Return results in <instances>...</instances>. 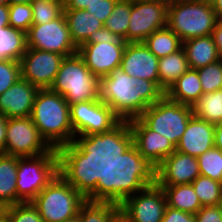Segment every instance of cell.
I'll list each match as a JSON object with an SVG mask.
<instances>
[{"label": "cell", "instance_id": "obj_49", "mask_svg": "<svg viewBox=\"0 0 222 222\" xmlns=\"http://www.w3.org/2000/svg\"><path fill=\"white\" fill-rule=\"evenodd\" d=\"M34 0H8V4H18V3H23V4H31Z\"/></svg>", "mask_w": 222, "mask_h": 222}, {"label": "cell", "instance_id": "obj_33", "mask_svg": "<svg viewBox=\"0 0 222 222\" xmlns=\"http://www.w3.org/2000/svg\"><path fill=\"white\" fill-rule=\"evenodd\" d=\"M32 6V24L49 23L64 13V4L45 0H34Z\"/></svg>", "mask_w": 222, "mask_h": 222}, {"label": "cell", "instance_id": "obj_53", "mask_svg": "<svg viewBox=\"0 0 222 222\" xmlns=\"http://www.w3.org/2000/svg\"><path fill=\"white\" fill-rule=\"evenodd\" d=\"M63 222H79V221H78V217L76 216V217H74V218H72V219L65 220V221H63Z\"/></svg>", "mask_w": 222, "mask_h": 222}, {"label": "cell", "instance_id": "obj_30", "mask_svg": "<svg viewBox=\"0 0 222 222\" xmlns=\"http://www.w3.org/2000/svg\"><path fill=\"white\" fill-rule=\"evenodd\" d=\"M201 206H217L222 200V183L199 175L191 183Z\"/></svg>", "mask_w": 222, "mask_h": 222}, {"label": "cell", "instance_id": "obj_46", "mask_svg": "<svg viewBox=\"0 0 222 222\" xmlns=\"http://www.w3.org/2000/svg\"><path fill=\"white\" fill-rule=\"evenodd\" d=\"M214 147L222 151V123L215 125Z\"/></svg>", "mask_w": 222, "mask_h": 222}, {"label": "cell", "instance_id": "obj_34", "mask_svg": "<svg viewBox=\"0 0 222 222\" xmlns=\"http://www.w3.org/2000/svg\"><path fill=\"white\" fill-rule=\"evenodd\" d=\"M203 93L222 89V58L205 67L197 69Z\"/></svg>", "mask_w": 222, "mask_h": 222}, {"label": "cell", "instance_id": "obj_13", "mask_svg": "<svg viewBox=\"0 0 222 222\" xmlns=\"http://www.w3.org/2000/svg\"><path fill=\"white\" fill-rule=\"evenodd\" d=\"M50 149L30 116L8 119L5 154L35 157L47 153Z\"/></svg>", "mask_w": 222, "mask_h": 222}, {"label": "cell", "instance_id": "obj_2", "mask_svg": "<svg viewBox=\"0 0 222 222\" xmlns=\"http://www.w3.org/2000/svg\"><path fill=\"white\" fill-rule=\"evenodd\" d=\"M75 134V160L108 165L122 150L124 122L102 100L70 104Z\"/></svg>", "mask_w": 222, "mask_h": 222}, {"label": "cell", "instance_id": "obj_40", "mask_svg": "<svg viewBox=\"0 0 222 222\" xmlns=\"http://www.w3.org/2000/svg\"><path fill=\"white\" fill-rule=\"evenodd\" d=\"M161 222H196V220L193 214L167 206Z\"/></svg>", "mask_w": 222, "mask_h": 222}, {"label": "cell", "instance_id": "obj_50", "mask_svg": "<svg viewBox=\"0 0 222 222\" xmlns=\"http://www.w3.org/2000/svg\"><path fill=\"white\" fill-rule=\"evenodd\" d=\"M7 206L0 201V218L6 214Z\"/></svg>", "mask_w": 222, "mask_h": 222}, {"label": "cell", "instance_id": "obj_20", "mask_svg": "<svg viewBox=\"0 0 222 222\" xmlns=\"http://www.w3.org/2000/svg\"><path fill=\"white\" fill-rule=\"evenodd\" d=\"M215 125L193 115L176 145V151L198 157L214 147Z\"/></svg>", "mask_w": 222, "mask_h": 222}, {"label": "cell", "instance_id": "obj_18", "mask_svg": "<svg viewBox=\"0 0 222 222\" xmlns=\"http://www.w3.org/2000/svg\"><path fill=\"white\" fill-rule=\"evenodd\" d=\"M120 210L119 200L103 182L80 206L79 222H109Z\"/></svg>", "mask_w": 222, "mask_h": 222}, {"label": "cell", "instance_id": "obj_12", "mask_svg": "<svg viewBox=\"0 0 222 222\" xmlns=\"http://www.w3.org/2000/svg\"><path fill=\"white\" fill-rule=\"evenodd\" d=\"M27 48L58 53L64 57L77 53L64 13L45 24H32L26 33Z\"/></svg>", "mask_w": 222, "mask_h": 222}, {"label": "cell", "instance_id": "obj_10", "mask_svg": "<svg viewBox=\"0 0 222 222\" xmlns=\"http://www.w3.org/2000/svg\"><path fill=\"white\" fill-rule=\"evenodd\" d=\"M193 115L191 106L174 102L164 95L138 118L149 129L164 136L176 146Z\"/></svg>", "mask_w": 222, "mask_h": 222}, {"label": "cell", "instance_id": "obj_17", "mask_svg": "<svg viewBox=\"0 0 222 222\" xmlns=\"http://www.w3.org/2000/svg\"><path fill=\"white\" fill-rule=\"evenodd\" d=\"M158 63L159 58L143 42L127 43L120 69L129 76L150 80L159 86Z\"/></svg>", "mask_w": 222, "mask_h": 222}, {"label": "cell", "instance_id": "obj_52", "mask_svg": "<svg viewBox=\"0 0 222 222\" xmlns=\"http://www.w3.org/2000/svg\"><path fill=\"white\" fill-rule=\"evenodd\" d=\"M45 1H52V2H55V3L65 4L66 0H45Z\"/></svg>", "mask_w": 222, "mask_h": 222}, {"label": "cell", "instance_id": "obj_11", "mask_svg": "<svg viewBox=\"0 0 222 222\" xmlns=\"http://www.w3.org/2000/svg\"><path fill=\"white\" fill-rule=\"evenodd\" d=\"M168 2L132 0L127 43L143 42L154 31L167 26Z\"/></svg>", "mask_w": 222, "mask_h": 222}, {"label": "cell", "instance_id": "obj_5", "mask_svg": "<svg viewBox=\"0 0 222 222\" xmlns=\"http://www.w3.org/2000/svg\"><path fill=\"white\" fill-rule=\"evenodd\" d=\"M165 92L153 81L134 78L120 68L99 79V99L125 123L138 118Z\"/></svg>", "mask_w": 222, "mask_h": 222}, {"label": "cell", "instance_id": "obj_36", "mask_svg": "<svg viewBox=\"0 0 222 222\" xmlns=\"http://www.w3.org/2000/svg\"><path fill=\"white\" fill-rule=\"evenodd\" d=\"M9 222H43L39 211L31 202H21L6 209Z\"/></svg>", "mask_w": 222, "mask_h": 222}, {"label": "cell", "instance_id": "obj_55", "mask_svg": "<svg viewBox=\"0 0 222 222\" xmlns=\"http://www.w3.org/2000/svg\"><path fill=\"white\" fill-rule=\"evenodd\" d=\"M8 4V0H0V5Z\"/></svg>", "mask_w": 222, "mask_h": 222}, {"label": "cell", "instance_id": "obj_31", "mask_svg": "<svg viewBox=\"0 0 222 222\" xmlns=\"http://www.w3.org/2000/svg\"><path fill=\"white\" fill-rule=\"evenodd\" d=\"M132 0H118L104 27L119 35L127 42V29L131 14Z\"/></svg>", "mask_w": 222, "mask_h": 222}, {"label": "cell", "instance_id": "obj_24", "mask_svg": "<svg viewBox=\"0 0 222 222\" xmlns=\"http://www.w3.org/2000/svg\"><path fill=\"white\" fill-rule=\"evenodd\" d=\"M189 69V63L183 47L170 55L159 58V87L166 92Z\"/></svg>", "mask_w": 222, "mask_h": 222}, {"label": "cell", "instance_id": "obj_8", "mask_svg": "<svg viewBox=\"0 0 222 222\" xmlns=\"http://www.w3.org/2000/svg\"><path fill=\"white\" fill-rule=\"evenodd\" d=\"M218 17L210 2L199 0H173L168 2L167 26L186 41L212 35Z\"/></svg>", "mask_w": 222, "mask_h": 222}, {"label": "cell", "instance_id": "obj_4", "mask_svg": "<svg viewBox=\"0 0 222 222\" xmlns=\"http://www.w3.org/2000/svg\"><path fill=\"white\" fill-rule=\"evenodd\" d=\"M104 183L119 200L129 222H161L167 207L165 193L149 176H123L106 165Z\"/></svg>", "mask_w": 222, "mask_h": 222}, {"label": "cell", "instance_id": "obj_42", "mask_svg": "<svg viewBox=\"0 0 222 222\" xmlns=\"http://www.w3.org/2000/svg\"><path fill=\"white\" fill-rule=\"evenodd\" d=\"M98 0H66L64 10H81L86 9Z\"/></svg>", "mask_w": 222, "mask_h": 222}, {"label": "cell", "instance_id": "obj_45", "mask_svg": "<svg viewBox=\"0 0 222 222\" xmlns=\"http://www.w3.org/2000/svg\"><path fill=\"white\" fill-rule=\"evenodd\" d=\"M9 4L0 5V25L9 27Z\"/></svg>", "mask_w": 222, "mask_h": 222}, {"label": "cell", "instance_id": "obj_16", "mask_svg": "<svg viewBox=\"0 0 222 222\" xmlns=\"http://www.w3.org/2000/svg\"><path fill=\"white\" fill-rule=\"evenodd\" d=\"M200 175L196 157L174 151L149 175L157 185L191 184Z\"/></svg>", "mask_w": 222, "mask_h": 222}, {"label": "cell", "instance_id": "obj_23", "mask_svg": "<svg viewBox=\"0 0 222 222\" xmlns=\"http://www.w3.org/2000/svg\"><path fill=\"white\" fill-rule=\"evenodd\" d=\"M64 16L70 31L73 43L79 47L94 31L102 29L104 23L95 18L85 9L64 10Z\"/></svg>", "mask_w": 222, "mask_h": 222}, {"label": "cell", "instance_id": "obj_38", "mask_svg": "<svg viewBox=\"0 0 222 222\" xmlns=\"http://www.w3.org/2000/svg\"><path fill=\"white\" fill-rule=\"evenodd\" d=\"M117 1L118 0H98L91 6H87L85 10L92 13V15L98 20L105 23L112 13Z\"/></svg>", "mask_w": 222, "mask_h": 222}, {"label": "cell", "instance_id": "obj_41", "mask_svg": "<svg viewBox=\"0 0 222 222\" xmlns=\"http://www.w3.org/2000/svg\"><path fill=\"white\" fill-rule=\"evenodd\" d=\"M99 40H112V43H127L119 35L113 34L105 27L90 34L89 38L84 43H99Z\"/></svg>", "mask_w": 222, "mask_h": 222}, {"label": "cell", "instance_id": "obj_14", "mask_svg": "<svg viewBox=\"0 0 222 222\" xmlns=\"http://www.w3.org/2000/svg\"><path fill=\"white\" fill-rule=\"evenodd\" d=\"M63 58L58 53L27 48L19 60L21 78L38 89H50Z\"/></svg>", "mask_w": 222, "mask_h": 222}, {"label": "cell", "instance_id": "obj_25", "mask_svg": "<svg viewBox=\"0 0 222 222\" xmlns=\"http://www.w3.org/2000/svg\"><path fill=\"white\" fill-rule=\"evenodd\" d=\"M165 193L167 206L195 215L201 203L191 184L158 185Z\"/></svg>", "mask_w": 222, "mask_h": 222}, {"label": "cell", "instance_id": "obj_48", "mask_svg": "<svg viewBox=\"0 0 222 222\" xmlns=\"http://www.w3.org/2000/svg\"><path fill=\"white\" fill-rule=\"evenodd\" d=\"M109 222H129L126 216L119 210Z\"/></svg>", "mask_w": 222, "mask_h": 222}, {"label": "cell", "instance_id": "obj_39", "mask_svg": "<svg viewBox=\"0 0 222 222\" xmlns=\"http://www.w3.org/2000/svg\"><path fill=\"white\" fill-rule=\"evenodd\" d=\"M194 216L196 222H222L218 206H202Z\"/></svg>", "mask_w": 222, "mask_h": 222}, {"label": "cell", "instance_id": "obj_27", "mask_svg": "<svg viewBox=\"0 0 222 222\" xmlns=\"http://www.w3.org/2000/svg\"><path fill=\"white\" fill-rule=\"evenodd\" d=\"M193 114L210 124L222 123V89L203 93L192 106Z\"/></svg>", "mask_w": 222, "mask_h": 222}, {"label": "cell", "instance_id": "obj_3", "mask_svg": "<svg viewBox=\"0 0 222 222\" xmlns=\"http://www.w3.org/2000/svg\"><path fill=\"white\" fill-rule=\"evenodd\" d=\"M174 151L171 141L134 118L124 123L122 150L108 166L123 176H149Z\"/></svg>", "mask_w": 222, "mask_h": 222}, {"label": "cell", "instance_id": "obj_19", "mask_svg": "<svg viewBox=\"0 0 222 222\" xmlns=\"http://www.w3.org/2000/svg\"><path fill=\"white\" fill-rule=\"evenodd\" d=\"M39 89L23 78L0 95V113L9 118L29 117Z\"/></svg>", "mask_w": 222, "mask_h": 222}, {"label": "cell", "instance_id": "obj_37", "mask_svg": "<svg viewBox=\"0 0 222 222\" xmlns=\"http://www.w3.org/2000/svg\"><path fill=\"white\" fill-rule=\"evenodd\" d=\"M20 78L19 61L13 59H0V95Z\"/></svg>", "mask_w": 222, "mask_h": 222}, {"label": "cell", "instance_id": "obj_26", "mask_svg": "<svg viewBox=\"0 0 222 222\" xmlns=\"http://www.w3.org/2000/svg\"><path fill=\"white\" fill-rule=\"evenodd\" d=\"M18 156L0 154V201L7 207L17 204Z\"/></svg>", "mask_w": 222, "mask_h": 222}, {"label": "cell", "instance_id": "obj_29", "mask_svg": "<svg viewBox=\"0 0 222 222\" xmlns=\"http://www.w3.org/2000/svg\"><path fill=\"white\" fill-rule=\"evenodd\" d=\"M143 43L157 58L170 55L182 47V41L168 26L154 31Z\"/></svg>", "mask_w": 222, "mask_h": 222}, {"label": "cell", "instance_id": "obj_44", "mask_svg": "<svg viewBox=\"0 0 222 222\" xmlns=\"http://www.w3.org/2000/svg\"><path fill=\"white\" fill-rule=\"evenodd\" d=\"M212 36L216 44L218 53L222 58V19H218L217 24L212 32Z\"/></svg>", "mask_w": 222, "mask_h": 222}, {"label": "cell", "instance_id": "obj_22", "mask_svg": "<svg viewBox=\"0 0 222 222\" xmlns=\"http://www.w3.org/2000/svg\"><path fill=\"white\" fill-rule=\"evenodd\" d=\"M203 89L199 74L195 69H189L165 92V96L183 105L193 106L201 97Z\"/></svg>", "mask_w": 222, "mask_h": 222}, {"label": "cell", "instance_id": "obj_54", "mask_svg": "<svg viewBox=\"0 0 222 222\" xmlns=\"http://www.w3.org/2000/svg\"><path fill=\"white\" fill-rule=\"evenodd\" d=\"M217 206L220 209V215H221V218H222V200H221V202Z\"/></svg>", "mask_w": 222, "mask_h": 222}, {"label": "cell", "instance_id": "obj_7", "mask_svg": "<svg viewBox=\"0 0 222 222\" xmlns=\"http://www.w3.org/2000/svg\"><path fill=\"white\" fill-rule=\"evenodd\" d=\"M71 161L55 148L35 157H18L17 203L31 202Z\"/></svg>", "mask_w": 222, "mask_h": 222}, {"label": "cell", "instance_id": "obj_56", "mask_svg": "<svg viewBox=\"0 0 222 222\" xmlns=\"http://www.w3.org/2000/svg\"><path fill=\"white\" fill-rule=\"evenodd\" d=\"M199 1H203V2H212L213 0H199Z\"/></svg>", "mask_w": 222, "mask_h": 222}, {"label": "cell", "instance_id": "obj_9", "mask_svg": "<svg viewBox=\"0 0 222 222\" xmlns=\"http://www.w3.org/2000/svg\"><path fill=\"white\" fill-rule=\"evenodd\" d=\"M50 90L70 104L99 99V79L75 53L64 57Z\"/></svg>", "mask_w": 222, "mask_h": 222}, {"label": "cell", "instance_id": "obj_43", "mask_svg": "<svg viewBox=\"0 0 222 222\" xmlns=\"http://www.w3.org/2000/svg\"><path fill=\"white\" fill-rule=\"evenodd\" d=\"M7 123L8 118L0 113V154H5Z\"/></svg>", "mask_w": 222, "mask_h": 222}, {"label": "cell", "instance_id": "obj_15", "mask_svg": "<svg viewBox=\"0 0 222 222\" xmlns=\"http://www.w3.org/2000/svg\"><path fill=\"white\" fill-rule=\"evenodd\" d=\"M126 44L99 40V43H83L78 47L77 53L90 71L100 79L112 70L120 68Z\"/></svg>", "mask_w": 222, "mask_h": 222}, {"label": "cell", "instance_id": "obj_28", "mask_svg": "<svg viewBox=\"0 0 222 222\" xmlns=\"http://www.w3.org/2000/svg\"><path fill=\"white\" fill-rule=\"evenodd\" d=\"M26 50V33L0 25V59L19 61Z\"/></svg>", "mask_w": 222, "mask_h": 222}, {"label": "cell", "instance_id": "obj_21", "mask_svg": "<svg viewBox=\"0 0 222 222\" xmlns=\"http://www.w3.org/2000/svg\"><path fill=\"white\" fill-rule=\"evenodd\" d=\"M190 69H200L221 59L212 35L182 42Z\"/></svg>", "mask_w": 222, "mask_h": 222}, {"label": "cell", "instance_id": "obj_32", "mask_svg": "<svg viewBox=\"0 0 222 222\" xmlns=\"http://www.w3.org/2000/svg\"><path fill=\"white\" fill-rule=\"evenodd\" d=\"M200 175L222 183V151L216 147L197 157Z\"/></svg>", "mask_w": 222, "mask_h": 222}, {"label": "cell", "instance_id": "obj_1", "mask_svg": "<svg viewBox=\"0 0 222 222\" xmlns=\"http://www.w3.org/2000/svg\"><path fill=\"white\" fill-rule=\"evenodd\" d=\"M106 165L72 160L31 201L43 222H63L78 215L80 206L104 182Z\"/></svg>", "mask_w": 222, "mask_h": 222}, {"label": "cell", "instance_id": "obj_51", "mask_svg": "<svg viewBox=\"0 0 222 222\" xmlns=\"http://www.w3.org/2000/svg\"><path fill=\"white\" fill-rule=\"evenodd\" d=\"M0 222H9V219H8L7 214L3 215V216L0 218Z\"/></svg>", "mask_w": 222, "mask_h": 222}, {"label": "cell", "instance_id": "obj_35", "mask_svg": "<svg viewBox=\"0 0 222 222\" xmlns=\"http://www.w3.org/2000/svg\"><path fill=\"white\" fill-rule=\"evenodd\" d=\"M9 27L27 33L32 25L31 4H9Z\"/></svg>", "mask_w": 222, "mask_h": 222}, {"label": "cell", "instance_id": "obj_6", "mask_svg": "<svg viewBox=\"0 0 222 222\" xmlns=\"http://www.w3.org/2000/svg\"><path fill=\"white\" fill-rule=\"evenodd\" d=\"M30 118L51 148L75 160V134L70 121V105L63 96L50 89H39Z\"/></svg>", "mask_w": 222, "mask_h": 222}, {"label": "cell", "instance_id": "obj_47", "mask_svg": "<svg viewBox=\"0 0 222 222\" xmlns=\"http://www.w3.org/2000/svg\"><path fill=\"white\" fill-rule=\"evenodd\" d=\"M211 4L213 10L217 14L218 19H222V0H213Z\"/></svg>", "mask_w": 222, "mask_h": 222}]
</instances>
